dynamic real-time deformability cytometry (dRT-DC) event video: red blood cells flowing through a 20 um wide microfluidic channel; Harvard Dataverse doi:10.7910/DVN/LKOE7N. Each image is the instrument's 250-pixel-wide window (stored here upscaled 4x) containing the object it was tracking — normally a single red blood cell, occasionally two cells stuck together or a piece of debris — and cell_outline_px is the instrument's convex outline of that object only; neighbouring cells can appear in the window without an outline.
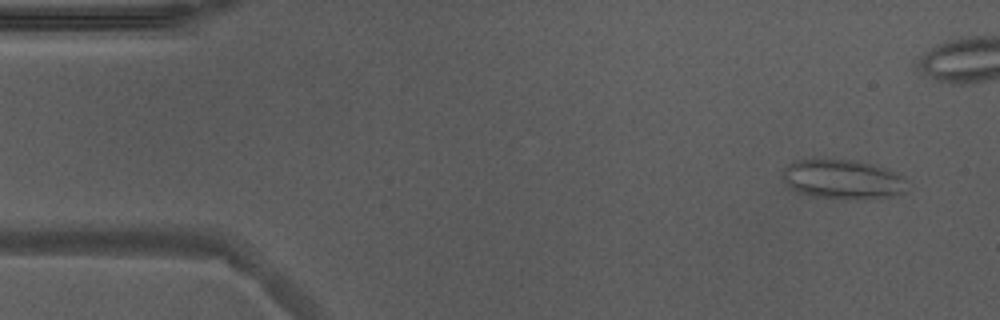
{"species": "Egyptian fruit bat (a non-hibernating species)", "species_latin": "Rousettus aegyptiacus", "temperature_condition": "warm", "stored_images_in_passage": 52, "camera_frame_rate_fps": 3000, "um_per_image_px": 0.085, "animal": {"sex": "male"}, "frame": {"image": 1, "passage_image": 2, "time_ms": 0.333, "image_size_px": [1000, 320], "cell_outline_px": [[904, 192], [892, 196], [860, 200], [816, 196], [800, 192], [792, 188], [784, 180], [784, 168], [796, 160], [852, 160], [872, 164], [888, 168], [904, 176]], "centroid_in_image_um": [71.69, 15.24], "position_along_channel_um": 13.3, "area_um2": 28.15}}
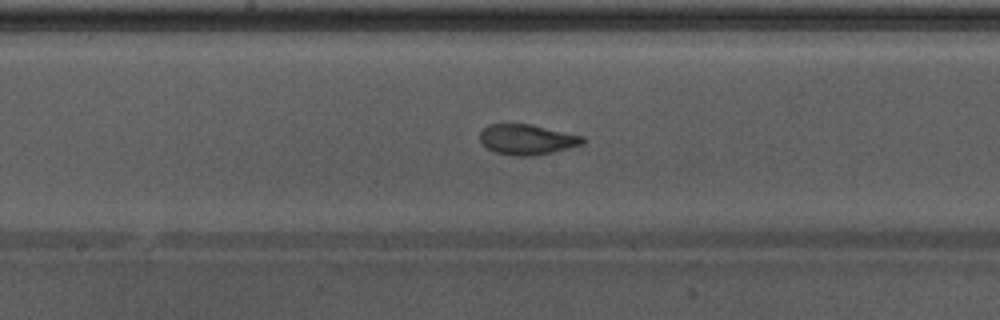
{"frame": {"image": 2, "passage_image": 25, "time_ms": 8.0, "image_size_px": [1000, 320], "cell_outline_px": [[588, 140], [584, 144], [552, 152], [532, 156], [516, 156], [496, 152], [488, 148], [480, 140], [480, 132], [488, 124], [532, 124], [584, 136]], "centroid_in_image_um": [44.85, 11.85], "position_along_channel_um": 203.4, "area_um2": 18.21}}
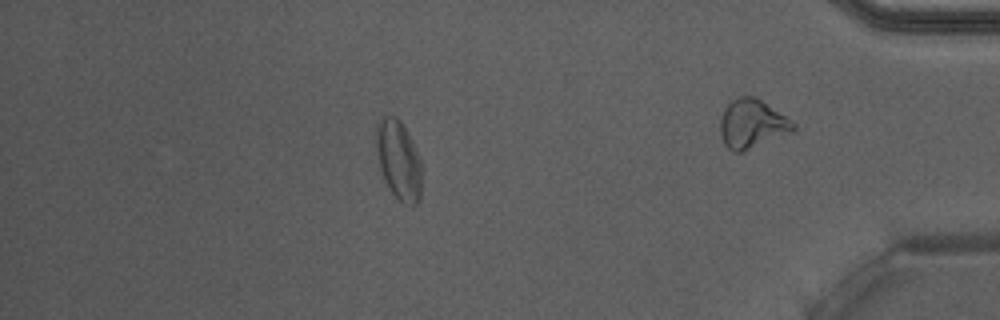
{"frame": {"image": 3, "passage_image": 44, "time_ms": 14.333, "image_size_px": [1000, 320], "cell_outline_px": [[420, 196], [416, 204], [404, 204], [392, 192], [380, 168], [376, 152], [376, 128], [380, 120], [384, 116], [396, 116], [400, 120], [408, 132], [412, 140], [420, 160]], "centroid_in_image_um": [33.87, 13.56], "position_along_channel_um": 401.3, "area_um2": 20.52}, "authors_computed_cell_mechanics": {"area_um2": 19.1896, "velocity_mm_per_s": 3.8908, "shape_relaxation_time_tau1_ms": 4.3976, "shape_relaxation_time_tau2_ms": 1.0693, "deformation_change_tau1": 0.1736, "deformation_change_tau2": 0.0784}}